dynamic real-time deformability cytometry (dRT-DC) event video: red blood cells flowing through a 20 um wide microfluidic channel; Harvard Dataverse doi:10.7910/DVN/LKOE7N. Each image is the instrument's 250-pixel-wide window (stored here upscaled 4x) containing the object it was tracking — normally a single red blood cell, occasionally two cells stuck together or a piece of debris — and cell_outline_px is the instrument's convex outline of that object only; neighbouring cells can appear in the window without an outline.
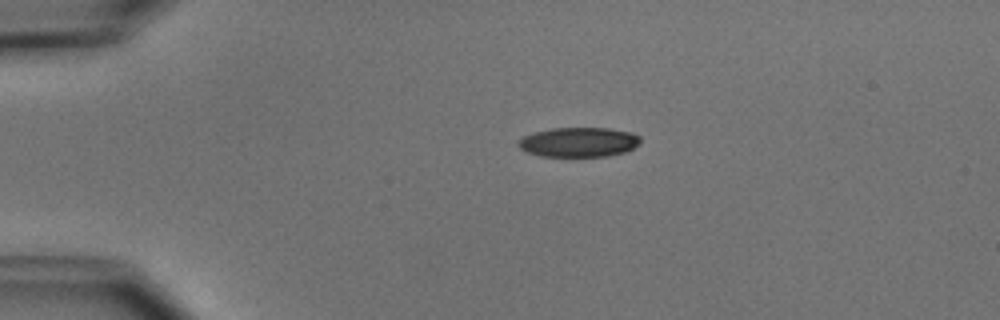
{"species": "common noctule bat (a hibernating species)", "species_latin": "Nyctalus noctula", "temperature_condition": "cold", "stored_images_in_passage": 4, "camera_frame_rate_fps": 3000, "um_per_image_px": 0.085, "animal": {"sex": "male", "body_mass_g": 15.6}, "frame": {"image": 1, "passage_image": 3, "time_ms": 2.333, "image_size_px": [1000, 320], "cell_outline_px": [[640, 144], [624, 152], [608, 156], [540, 156], [528, 152], [520, 148], [516, 144], [524, 136], [536, 132], [552, 128], [608, 128], [632, 132], [640, 136]], "centroid_in_image_um": [49.22, 12.08], "position_along_channel_um": 35.8, "area_um2": 20.98}}